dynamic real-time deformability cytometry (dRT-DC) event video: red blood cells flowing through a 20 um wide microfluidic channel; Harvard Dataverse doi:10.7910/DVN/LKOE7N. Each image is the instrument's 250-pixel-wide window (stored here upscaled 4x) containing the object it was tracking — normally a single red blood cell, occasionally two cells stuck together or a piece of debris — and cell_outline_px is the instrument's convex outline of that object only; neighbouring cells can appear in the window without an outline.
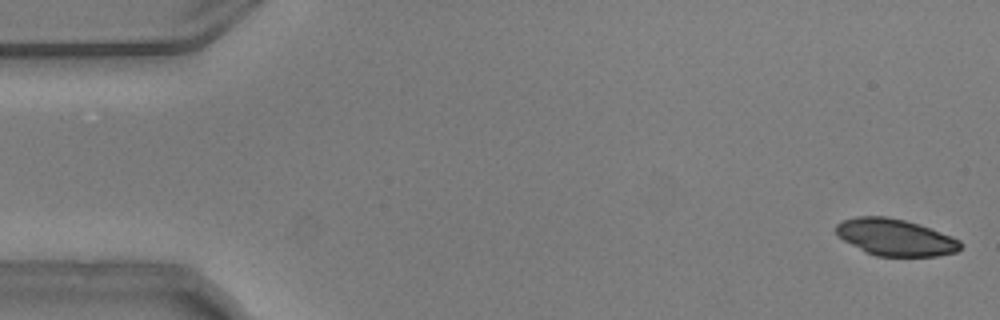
{"species": "common noctule bat (a hibernating species)", "species_latin": "Nyctalus noctula", "temperature_condition": "warm", "stored_images_in_passage": 54, "camera_frame_rate_fps": 3000, "um_per_image_px": 0.085, "animal": {"sex": "male", "body_mass_g": 20.5, "forearm_length_mm": 52.5}, "frame": {"image": 1, "passage_image": 2, "time_ms": 0.333, "image_size_px": [1000, 320], "cell_outline_px": [[964, 244], [956, 252], [936, 256], [876, 256], [864, 252], [844, 240], [836, 232], [836, 224], [840, 220], [856, 216], [888, 216], [920, 224], [952, 236], [960, 240]], "centroid_in_image_um": [76.11, 20.16], "position_along_channel_um": 8.9, "area_um2": 26.88}}